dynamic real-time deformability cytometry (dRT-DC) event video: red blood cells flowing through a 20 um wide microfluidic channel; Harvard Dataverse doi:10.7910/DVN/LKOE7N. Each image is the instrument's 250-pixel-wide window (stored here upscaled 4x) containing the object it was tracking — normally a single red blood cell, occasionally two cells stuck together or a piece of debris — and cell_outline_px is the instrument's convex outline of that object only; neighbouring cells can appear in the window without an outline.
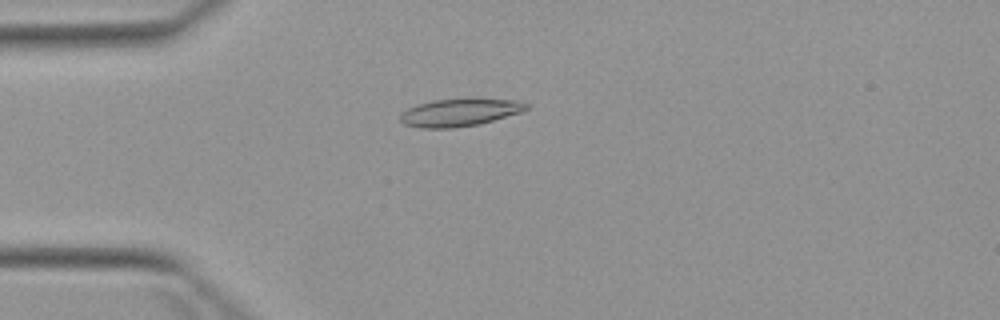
{"species": "Egyptian fruit bat (a non-hibernating species)", "species_latin": "Rousettus aegyptiacus", "temperature_condition": "warm", "stored_images_in_passage": 4, "camera_frame_rate_fps": 3000, "um_per_image_px": 0.085, "animal": {"sex": "female"}, "frame": {"image": 1, "passage_image": 4, "time_ms": 3.667, "image_size_px": [1000, 320], "cell_outline_px": [[528, 108], [520, 112], [480, 124], [452, 128], [424, 128], [404, 124], [400, 120], [400, 116], [408, 108], [432, 100], [520, 100], [528, 104]], "centroid_in_image_um": [39.06, 9.58], "position_along_channel_um": 45.9, "area_um2": 19.59}}